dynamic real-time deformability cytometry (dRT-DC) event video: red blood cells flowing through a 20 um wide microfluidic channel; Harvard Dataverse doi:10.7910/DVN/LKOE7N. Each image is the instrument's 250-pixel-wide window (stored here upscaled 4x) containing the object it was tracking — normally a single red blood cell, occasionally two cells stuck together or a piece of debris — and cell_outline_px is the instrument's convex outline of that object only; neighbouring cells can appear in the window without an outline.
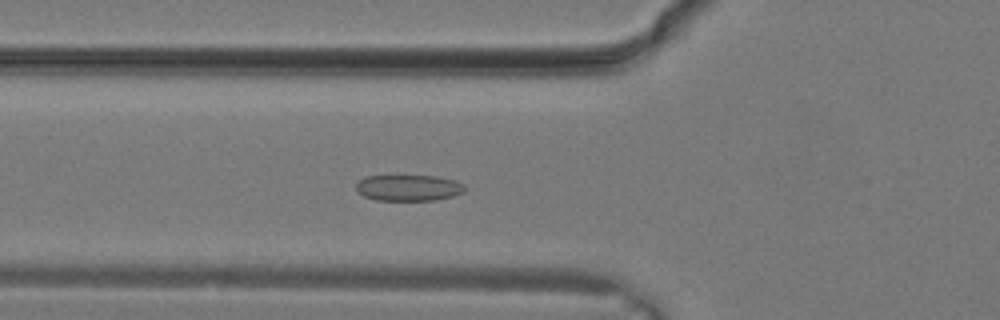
{"species": "common noctule bat (a hibernating species)", "species_latin": "Nyctalus noctula", "temperature_condition": "warm", "stored_images_in_passage": 17, "camera_frame_rate_fps": 3000, "um_per_image_px": 0.085, "animal": {"sex": "male", "body_mass_g": 19.2, "forearm_length_mm": 51.8}, "frame": {"image": 1, "passage_image": 6, "time_ms": 1.667, "image_size_px": [1000, 320], "cell_outline_px": [[468, 188], [464, 192], [452, 196], [432, 200], [376, 200], [364, 196], [356, 188], [356, 184], [364, 176], [436, 176], [456, 180], [464, 184]], "centroid_in_image_um": [34.77, 15.96], "position_along_channel_um": 91.0, "area_um2": 16.53}}
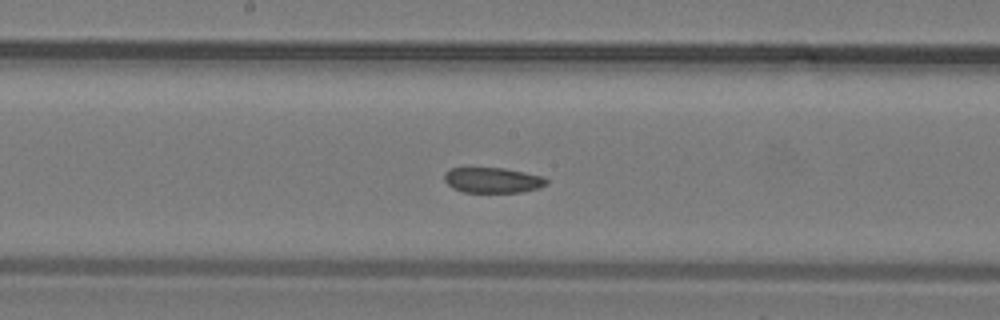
{"frame": {"image": 2, "passage_image": 11, "time_ms": 3.333, "image_size_px": [1000, 320], "cell_outline_px": [[548, 184], [540, 188], [520, 192], [464, 192], [452, 188], [444, 180], [444, 172], [448, 168], [504, 168], [544, 176], [548, 180]], "centroid_in_image_um": [41.88, 15.31], "position_along_channel_um": 206.3, "area_um2": 15.26}}
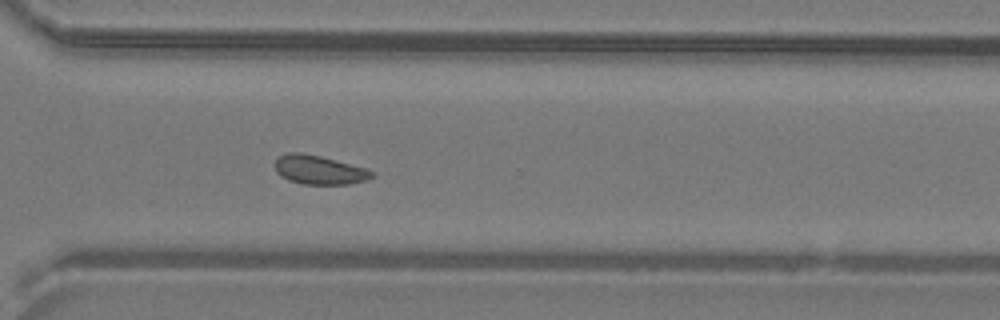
{"frame": {"image": 3, "passage_image": 17, "time_ms": 5.333, "image_size_px": [1000, 320], "cell_outline_px": [[376, 176], [368, 180], [348, 184], [304, 184], [288, 180], [280, 176], [276, 172], [272, 164], [276, 156], [288, 152], [300, 152], [320, 156], [368, 168], [376, 172]], "centroid_in_image_um": [27.12, 14.43], "position_along_channel_um": 343.5, "area_um2": 16.88}}